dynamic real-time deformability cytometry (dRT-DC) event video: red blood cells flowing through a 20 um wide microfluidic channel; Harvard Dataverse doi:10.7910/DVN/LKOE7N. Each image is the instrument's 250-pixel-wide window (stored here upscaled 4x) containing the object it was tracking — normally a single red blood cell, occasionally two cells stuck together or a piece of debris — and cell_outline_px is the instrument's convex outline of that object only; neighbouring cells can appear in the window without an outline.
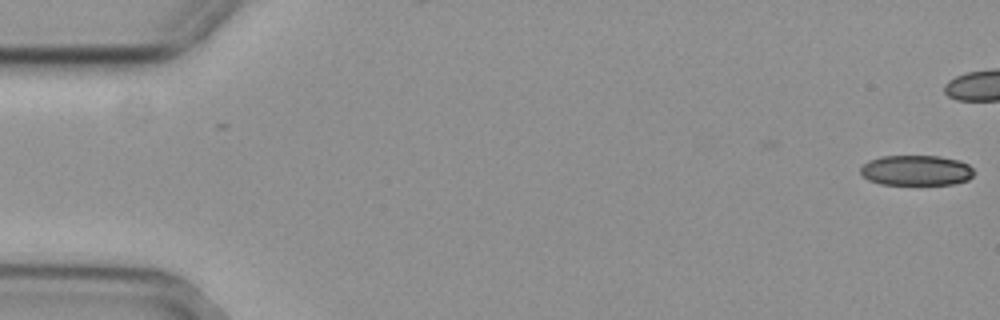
{"species": "common noctule bat (a hibernating species)", "species_latin": "Nyctalus noctula", "temperature_condition": "cold", "stored_images_in_passage": 17, "camera_frame_rate_fps": 3000, "um_per_image_px": 0.085, "animal": {"sex": "female", "body_mass_g": 29.2, "forearm_length_mm": 56.3}, "frame": {"image": 1, "passage_image": 1, "time_ms": 0.0, "image_size_px": [1000, 320], "cell_outline_px": [[972, 176], [968, 180], [952, 184], [880, 184], [868, 180], [860, 172], [860, 168], [868, 160], [880, 156], [940, 156], [960, 160], [968, 164], [972, 168]], "centroid_in_image_um": [77.86, 14.47], "position_along_channel_um": 7.1, "area_um2": 20.06}}
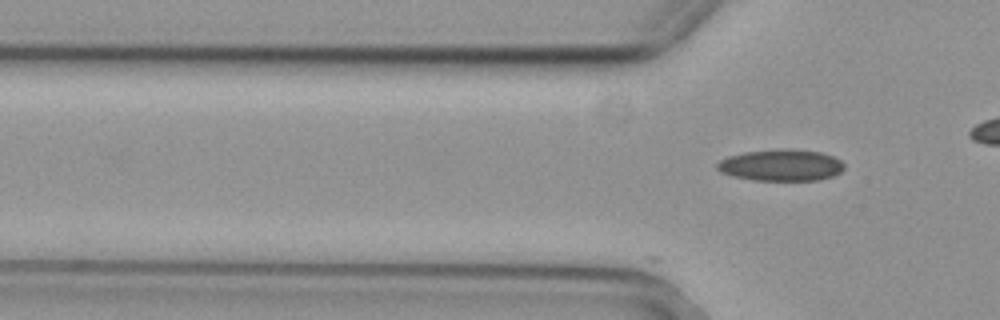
{"frame": {"image": 2, "passage_image": 17, "time_ms": 5.333, "image_size_px": [1000, 320], "cell_outline_px": [[844, 168], [840, 172], [832, 176], [820, 180], [752, 180], [732, 176], [720, 172], [716, 168], [716, 164], [720, 160], [728, 156], [744, 152], [784, 148], [820, 152], [832, 156], [840, 160], [844, 164]], "centroid_in_image_um": [66.36, 14.04], "position_along_channel_um": 59.4, "area_um2": 23.41}}